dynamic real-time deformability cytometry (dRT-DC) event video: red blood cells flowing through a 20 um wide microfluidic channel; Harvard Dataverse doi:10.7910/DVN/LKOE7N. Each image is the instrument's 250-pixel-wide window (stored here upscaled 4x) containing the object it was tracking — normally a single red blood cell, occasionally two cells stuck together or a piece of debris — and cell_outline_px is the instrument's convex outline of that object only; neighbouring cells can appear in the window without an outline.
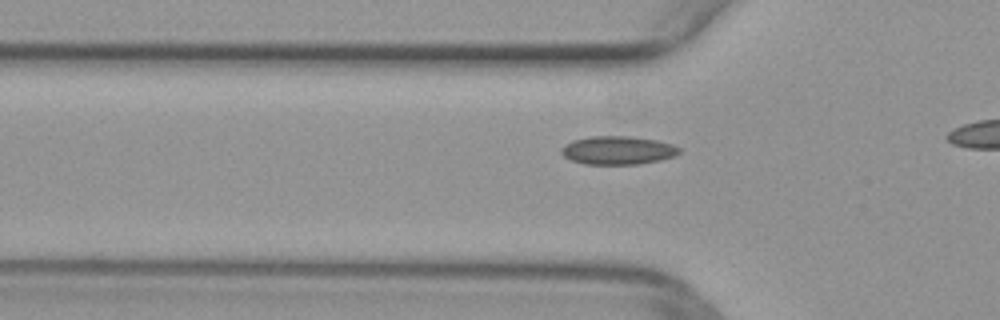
{"species": "common noctule bat (a hibernating species)", "species_latin": "Nyctalus noctula", "temperature_condition": "warm", "stored_images_in_passage": 22, "camera_frame_rate_fps": 3000, "um_per_image_px": 0.085, "animal": {"sex": "female", "body_mass_g": 29.2, "forearm_length_mm": 56.3}, "frame": {"image": 1, "passage_image": 4, "time_ms": 1.0, "image_size_px": [1000, 320], "cell_outline_px": [[680, 152], [676, 156], [660, 160], [640, 164], [584, 164], [572, 160], [564, 156], [560, 152], [560, 148], [564, 144], [572, 140], [592, 136], [628, 136], [656, 140], [672, 144], [680, 148]], "centroid_in_image_um": [52.5, 12.77], "position_along_channel_um": 73.3, "area_um2": 19.59}}
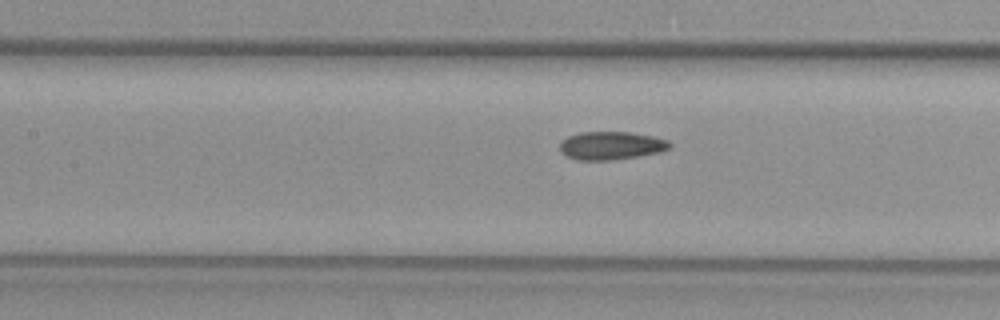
{"frame": {"image": 2, "passage_image": 10, "time_ms": 3.0, "image_size_px": [1000, 320], "cell_outline_px": [[672, 148], [660, 152], [612, 160], [576, 160], [560, 152], [560, 144], [568, 136], [580, 132], [628, 132], [652, 136], [668, 140], [672, 144]], "centroid_in_image_um": [51.96, 12.37], "position_along_channel_um": 155.4, "area_um2": 17.98}}
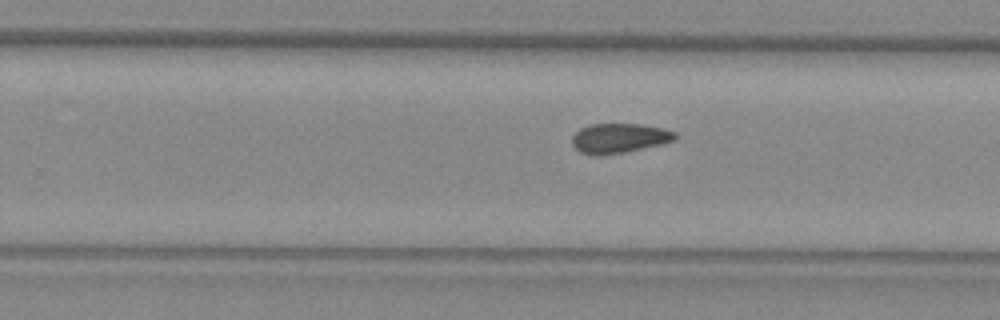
{"frame": {"image": 3, "passage_image": 19, "time_ms": 6.0, "image_size_px": [1000, 320], "cell_outline_px": [[676, 140], [660, 144], [624, 152], [580, 152], [572, 144], [572, 136], [580, 128], [588, 124], [640, 124], [660, 128], [676, 132]], "centroid_in_image_um": [52.65, 11.69], "position_along_channel_um": 277.1, "area_um2": 17.05}}